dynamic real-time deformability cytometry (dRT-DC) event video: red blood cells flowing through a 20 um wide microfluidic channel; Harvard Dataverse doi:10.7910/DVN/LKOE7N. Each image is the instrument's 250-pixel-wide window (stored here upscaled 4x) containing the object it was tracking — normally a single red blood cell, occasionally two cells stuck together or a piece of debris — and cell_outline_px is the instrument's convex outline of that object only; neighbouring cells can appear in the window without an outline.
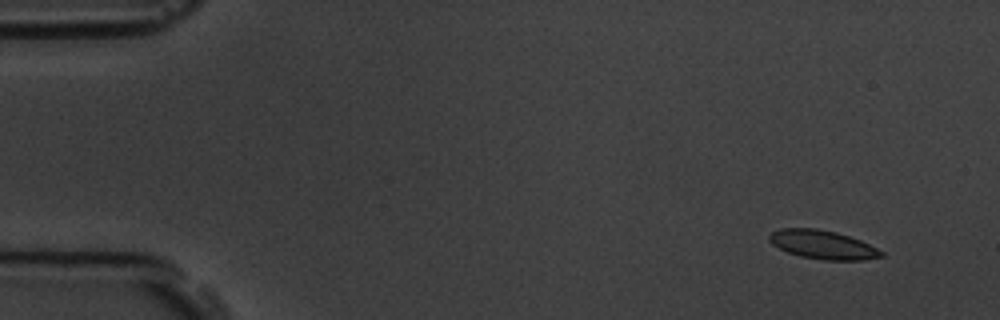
{"species": "common noctule bat (a hibernating species)", "species_latin": "Nyctalus noctula", "temperature_condition": "room temperature", "stored_images_in_passage": 5, "camera_frame_rate_fps": 3000, "um_per_image_px": 0.085, "animal": {"sex": "male", "body_mass_g": 19.5, "forearm_length_mm": 54.6}, "frame": {"image": 1, "passage_image": 1, "time_ms": 0.0, "image_size_px": [1000, 320], "cell_outline_px": [[884, 256], [864, 260], [824, 260], [800, 256], [788, 252], [772, 244], [768, 240], [768, 236], [772, 232], [780, 228], [816, 228], [836, 232], [860, 240], [884, 252]], "centroid_in_image_um": [69.92, 20.79], "position_along_channel_um": 15.1, "area_um2": 18.67}}